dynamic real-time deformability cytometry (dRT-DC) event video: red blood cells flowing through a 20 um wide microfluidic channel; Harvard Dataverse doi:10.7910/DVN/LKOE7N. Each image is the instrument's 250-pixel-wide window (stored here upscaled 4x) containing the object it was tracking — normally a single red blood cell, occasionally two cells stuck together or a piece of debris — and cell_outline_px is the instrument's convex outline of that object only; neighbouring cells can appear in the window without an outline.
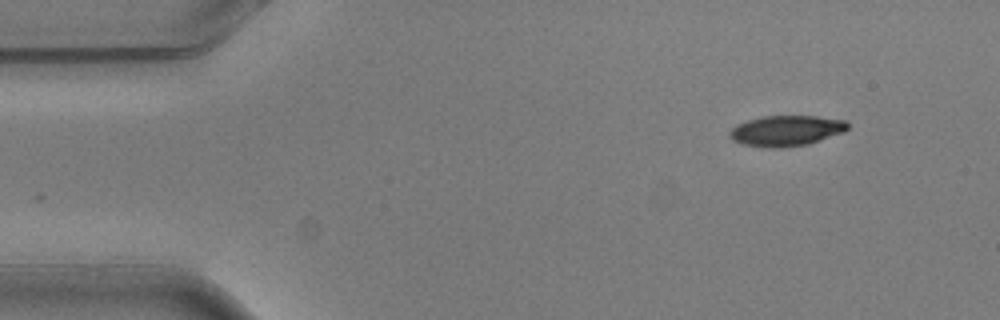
{"species": "common noctule bat (a hibernating species)", "species_latin": "Nyctalus noctula", "temperature_condition": "warm", "stored_images_in_passage": 3, "camera_frame_rate_fps": 3000, "um_per_image_px": 0.085, "animal": {"sex": "male", "body_mass_g": 20.5, "forearm_length_mm": 52.5}, "frame": {"image": 1, "passage_image": 3, "time_ms": 0.667, "image_size_px": [1000, 320], "cell_outline_px": [[848, 128], [844, 132], [808, 144], [780, 148], [772, 148], [744, 144], [732, 140], [728, 136], [728, 132], [736, 124], [748, 120], [764, 116], [816, 116], [848, 120]], "centroid_in_image_um": [66.83, 11.1], "position_along_channel_um": 18.2, "area_um2": 21.1}}